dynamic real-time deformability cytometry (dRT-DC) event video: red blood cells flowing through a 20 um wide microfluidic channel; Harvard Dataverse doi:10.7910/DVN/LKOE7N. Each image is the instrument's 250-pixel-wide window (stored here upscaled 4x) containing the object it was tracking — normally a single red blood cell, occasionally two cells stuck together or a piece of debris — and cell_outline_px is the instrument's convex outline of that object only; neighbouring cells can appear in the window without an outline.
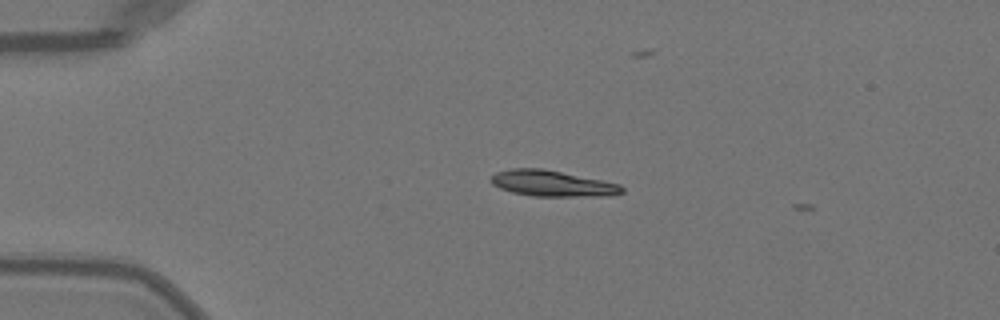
{"species": "Egyptian fruit bat (a non-hibernating species)", "species_latin": "Rousettus aegyptiacus", "temperature_condition": "warm", "stored_images_in_passage": 3, "camera_frame_rate_fps": 3000, "um_per_image_px": 0.085, "animal": {"sex": "female"}, "frame": {"image": 1, "passage_image": 2, "time_ms": 0.333, "image_size_px": [1000, 320], "cell_outline_px": [[624, 192], [604, 196], [532, 196], [512, 192], [500, 188], [492, 184], [488, 180], [496, 172], [512, 168], [540, 168], [620, 184], [624, 188]], "centroid_in_image_um": [46.9, 15.6], "position_along_channel_um": 38.1, "area_um2": 19.59}}